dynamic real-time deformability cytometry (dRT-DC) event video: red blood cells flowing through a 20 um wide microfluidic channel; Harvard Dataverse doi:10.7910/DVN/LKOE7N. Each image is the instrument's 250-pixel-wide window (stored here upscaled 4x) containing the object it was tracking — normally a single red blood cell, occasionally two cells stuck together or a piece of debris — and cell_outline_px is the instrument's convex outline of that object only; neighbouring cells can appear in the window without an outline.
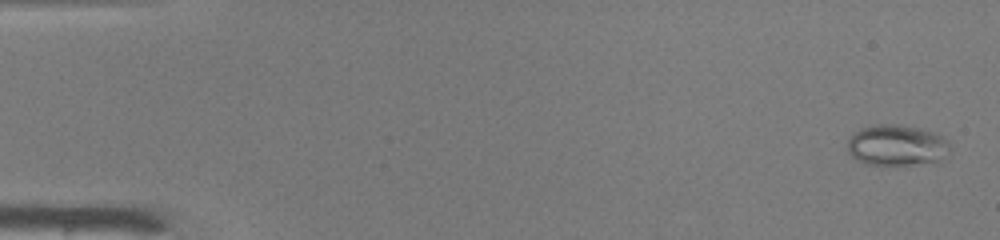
{"species": "common noctule bat (a hibernating species)", "species_latin": "Nyctalus noctula", "temperature_condition": "warm", "stored_images_in_passage": 48, "camera_frame_rate_fps": 3000, "um_per_image_px": 0.085, "animal": {"sex": "male", "body_mass_g": 19.0, "forearm_length_mm": 50.8}, "frame": {"image": 1, "passage_image": 1, "time_ms": 0.0, "image_size_px": [1000, 240], "cell_outline_px": [[952, 148], [940, 160], [896, 168], [864, 164], [856, 160], [848, 152], [848, 140], [860, 128], [880, 124], [892, 124], [920, 128], [932, 132], [948, 140]], "centroid_in_image_um": [76.22, 12.4], "position_along_channel_um": 8.8, "area_um2": 25.03}}
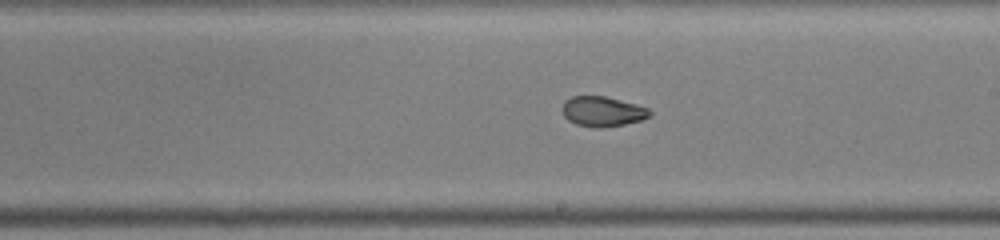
{"frame": {"image": 2, "passage_image": 28, "time_ms": 9.0, "image_size_px": [1000, 240], "cell_outline_px": [[652, 116], [644, 120], [604, 128], [596, 128], [576, 124], [568, 120], [564, 116], [564, 100], [572, 96], [604, 96], [648, 108], [652, 112]], "centroid_in_image_um": [51.25, 9.49], "position_along_channel_um": 237.8, "area_um2": 15.26}}
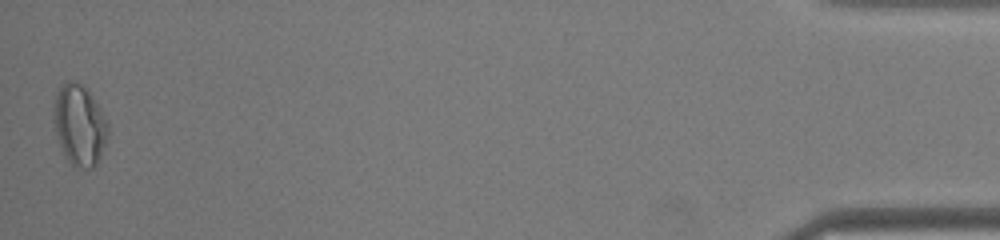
{"frame": {"image": 3, "passage_image": 48, "time_ms": 15.667, "image_size_px": [1000, 240], "cell_outline_px": [[108, 132], [104, 144], [96, 164], [92, 168], [76, 168], [68, 160], [60, 144], [56, 132], [56, 96], [60, 88], [68, 80], [80, 84], [88, 92], [96, 104], [108, 124]], "centroid_in_image_um": [6.78, 10.68], "position_along_channel_um": 428.4, "area_um2": 24.1}, "authors_computed_cell_mechanics": {"area_um2": 17.4556, "velocity_mm_per_s": 4.1733, "shape_relaxation_time_tau1_ms": null, "shape_relaxation_time_tau2_ms": 1.2102, "deformation_change_tau1": null, "deformation_change_tau2": 0.0507}}